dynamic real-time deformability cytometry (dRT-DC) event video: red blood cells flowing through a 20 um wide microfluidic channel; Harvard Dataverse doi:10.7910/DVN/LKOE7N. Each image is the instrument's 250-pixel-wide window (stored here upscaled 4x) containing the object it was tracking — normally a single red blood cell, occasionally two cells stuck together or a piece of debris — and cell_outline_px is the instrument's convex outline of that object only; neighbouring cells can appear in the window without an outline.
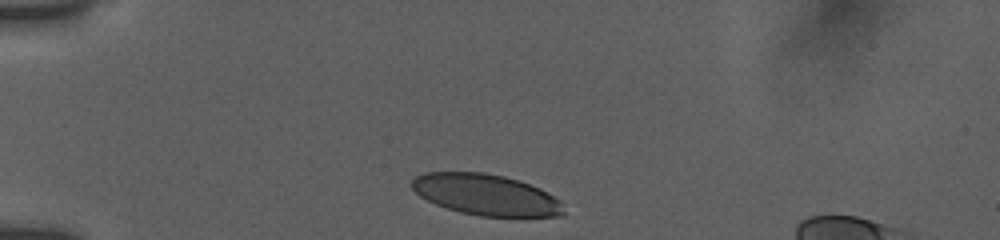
{"species": "human", "species_latin": "Homo sapiens", "temperature_condition": "room temperature", "stored_images_in_passage": 48, "camera_frame_rate_fps": 3000, "um_per_image_px": 0.085, "donor": {"sex": "female"}, "frame": {"image": 1, "passage_image": 1, "time_ms": 0.0, "image_size_px": [1000, 240], "cell_outline_px": [[564, 212], [560, 216], [480, 216], [460, 212], [436, 204], [420, 196], [408, 184], [416, 176], [424, 172], [484, 172], [504, 176], [520, 180], [540, 188], [560, 200]], "centroid_in_image_um": [41.29, 16.53], "position_along_channel_um": 43.7, "area_um2": 36.3}}
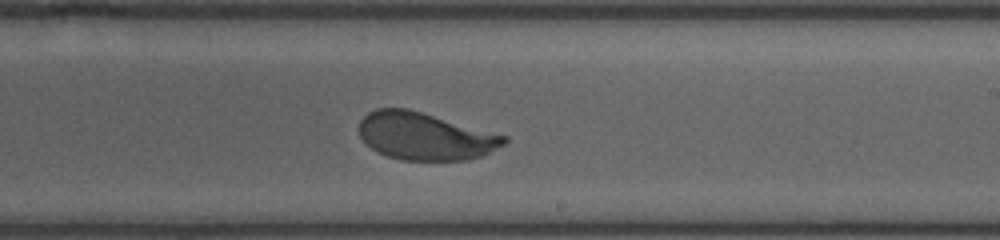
{"frame": {"image": 2, "passage_image": 26, "time_ms": 6.667, "image_size_px": [1000, 240], "cell_outline_px": [[508, 140], [504, 144], [480, 156], [468, 160], [400, 160], [384, 156], [376, 152], [364, 144], [360, 136], [360, 120], [368, 112], [376, 108], [408, 108], [508, 136]], "centroid_in_image_um": [36.08, 11.58], "position_along_channel_um": 252.9, "area_um2": 40.29}}
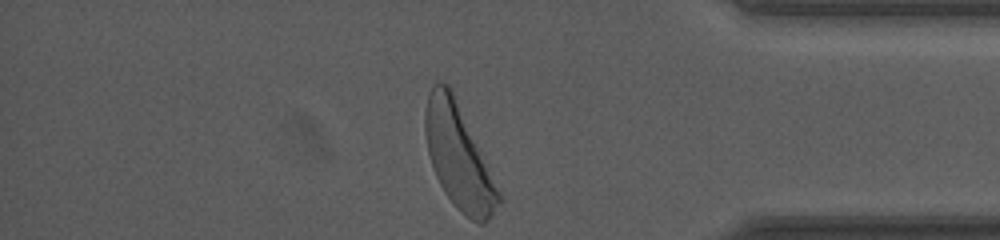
{"frame": {"image": 3, "passage_image": 47, "time_ms": 11.0, "image_size_px": [1000, 240], "cell_outline_px": [[504, 200], [488, 220], [484, 224], [480, 224], [472, 220], [460, 212], [456, 208], [444, 192], [436, 176], [428, 152], [424, 128], [424, 112], [428, 92], [432, 84], [440, 80], [448, 84], [452, 92]], "centroid_in_image_um": [38.96, 13.35], "position_along_channel_um": 396.2, "area_um2": 43.93}, "authors_computed_cell_mechanics": {"area_um2": 40.8068, "velocity_mm_per_s": 3.7431, "shape_relaxation_time_tau1_ms": 2.6321, "shape_relaxation_time_tau2_ms": null, "deformation_change_tau1": 0.1377, "deformation_change_tau2": null}}